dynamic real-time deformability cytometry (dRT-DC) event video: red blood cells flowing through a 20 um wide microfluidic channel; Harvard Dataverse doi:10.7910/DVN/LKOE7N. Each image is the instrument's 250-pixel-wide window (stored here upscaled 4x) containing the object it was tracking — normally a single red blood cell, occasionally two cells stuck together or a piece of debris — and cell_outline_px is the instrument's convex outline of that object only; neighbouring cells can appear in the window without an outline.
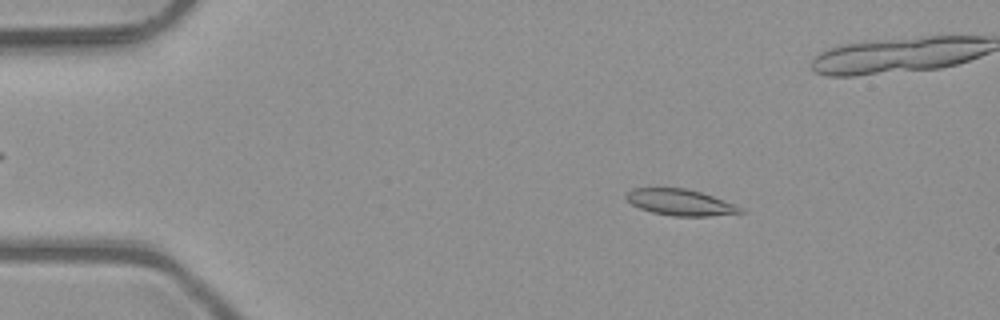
{"species": "common noctule bat (a hibernating species)", "species_latin": "Nyctalus noctula", "temperature_condition": "room temperature", "stored_images_in_passage": 4, "camera_frame_rate_fps": 3000, "um_per_image_px": 0.085, "animal": {"sex": "male", "body_mass_g": 23.1, "forearm_length_mm": 52.7}, "frame": {"image": 1, "passage_image": 1, "time_ms": 0.0, "image_size_px": [1000, 320], "cell_outline_px": [[744, 212], [708, 216], [672, 216], [652, 212], [640, 208], [632, 204], [624, 196], [632, 188], [684, 188], [700, 192], [712, 196], [732, 204], [740, 208]], "centroid_in_image_um": [57.75, 17.2], "position_along_channel_um": 27.2, "area_um2": 17.05}}